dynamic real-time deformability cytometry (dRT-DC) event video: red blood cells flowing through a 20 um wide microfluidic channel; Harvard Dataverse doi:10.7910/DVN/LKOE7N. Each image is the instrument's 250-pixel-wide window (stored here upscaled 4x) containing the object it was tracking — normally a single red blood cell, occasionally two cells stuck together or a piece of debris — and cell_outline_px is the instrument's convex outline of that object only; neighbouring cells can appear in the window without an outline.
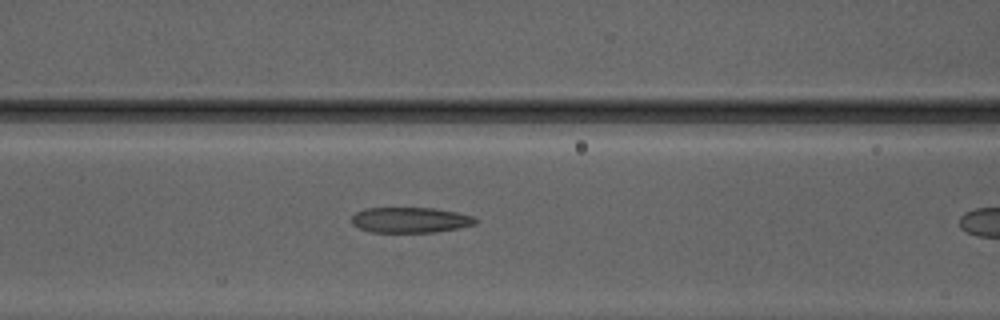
{"species": "Egyptian fruit bat (a non-hibernating species)", "species_latin": "Rousettus aegyptiacus", "temperature_condition": "warm", "stored_images_in_passage": 10, "camera_frame_rate_fps": 3000, "um_per_image_px": 0.085, "animal": {"sex": "male"}, "frame": {"image": 1, "passage_image": 9, "time_ms": 2.667, "image_size_px": [1000, 320], "cell_outline_px": [[476, 224], [456, 228], [432, 232], [372, 232], [360, 228], [352, 224], [352, 216], [356, 212], [364, 208], [432, 208], [456, 212], [472, 216], [476, 220]], "centroid_in_image_um": [34.83, 18.69], "position_along_channel_um": 131.8, "area_um2": 18.15}}